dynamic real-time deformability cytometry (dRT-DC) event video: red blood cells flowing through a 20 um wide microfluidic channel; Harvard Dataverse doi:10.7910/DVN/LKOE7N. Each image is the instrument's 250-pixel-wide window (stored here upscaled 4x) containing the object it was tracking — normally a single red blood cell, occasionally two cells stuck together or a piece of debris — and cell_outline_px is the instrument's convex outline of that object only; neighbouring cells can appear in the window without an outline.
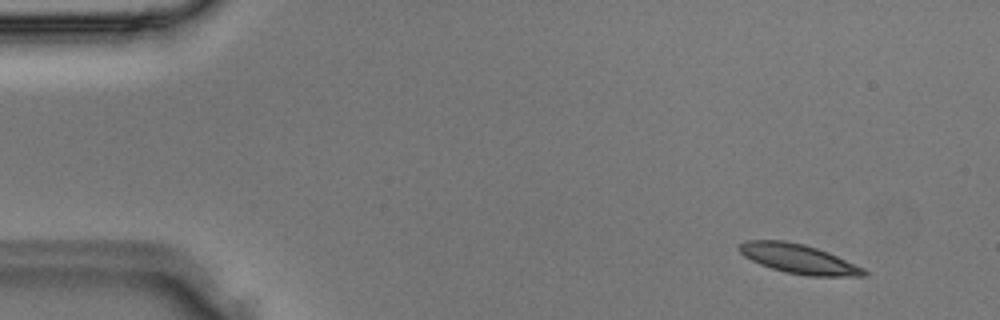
{"species": "Egyptian fruit bat (a non-hibernating species)", "species_latin": "Rousettus aegyptiacus", "temperature_condition": "room temperature", "stored_images_in_passage": 2, "camera_frame_rate_fps": 3000, "um_per_image_px": 0.085, "animal": {"sex": "male"}, "frame": {"image": 1, "passage_image": 2, "time_ms": 0.333, "image_size_px": [1000, 320], "cell_outline_px": [[868, 276], [808, 276], [784, 272], [760, 264], [744, 256], [736, 248], [740, 244], [748, 240], [784, 240], [804, 244], [828, 252], [864, 268], [868, 272]], "centroid_in_image_um": [67.88, 22.0], "position_along_channel_um": 17.1, "area_um2": 21.33}}